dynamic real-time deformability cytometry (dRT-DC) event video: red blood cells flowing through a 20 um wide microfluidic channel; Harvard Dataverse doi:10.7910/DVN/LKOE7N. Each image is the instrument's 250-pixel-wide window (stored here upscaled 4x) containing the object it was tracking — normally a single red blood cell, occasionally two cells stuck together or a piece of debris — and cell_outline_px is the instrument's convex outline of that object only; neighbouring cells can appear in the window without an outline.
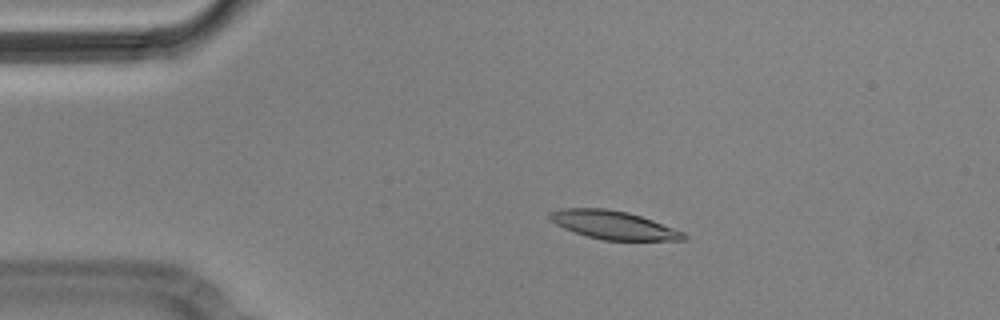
{"species": "Egyptian fruit bat (a non-hibernating species)", "species_latin": "Rousettus aegyptiacus", "temperature_condition": "cold", "stored_images_in_passage": 6, "camera_frame_rate_fps": 3000, "um_per_image_px": 0.085, "animal": {"sex": "male"}, "frame": {"image": 1, "passage_image": 3, "time_ms": 0.667, "image_size_px": [1000, 320], "cell_outline_px": [[688, 236], [684, 240], [604, 240], [588, 236], [564, 228], [556, 224], [548, 216], [548, 212], [560, 208], [604, 208], [628, 212], [652, 220], [684, 232]], "centroid_in_image_um": [52.13, 19.12], "position_along_channel_um": 32.9, "area_um2": 21.91}}
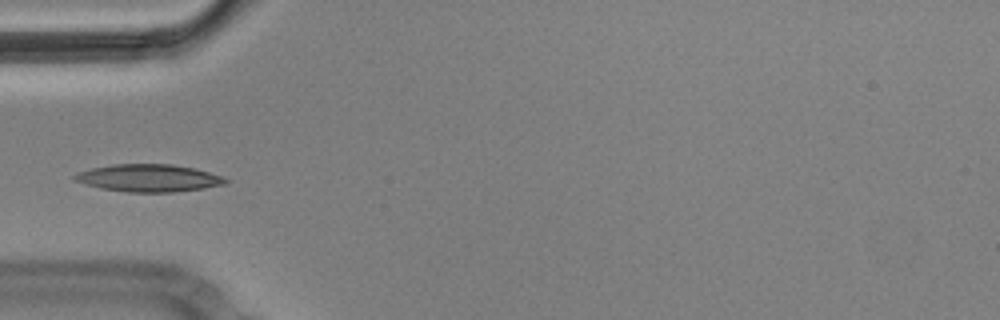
{"frame": {"image": 2, "passage_image": 5, "time_ms": 1.333, "image_size_px": [1000, 320], "cell_outline_px": [[228, 180], [224, 184], [204, 188], [172, 192], [128, 192], [100, 188], [72, 180], [72, 176], [80, 172], [92, 168], [112, 164], [172, 164], [196, 168], [220, 176]], "centroid_in_image_um": [12.61, 15.13], "position_along_channel_um": 72.4, "area_um2": 23.99}}